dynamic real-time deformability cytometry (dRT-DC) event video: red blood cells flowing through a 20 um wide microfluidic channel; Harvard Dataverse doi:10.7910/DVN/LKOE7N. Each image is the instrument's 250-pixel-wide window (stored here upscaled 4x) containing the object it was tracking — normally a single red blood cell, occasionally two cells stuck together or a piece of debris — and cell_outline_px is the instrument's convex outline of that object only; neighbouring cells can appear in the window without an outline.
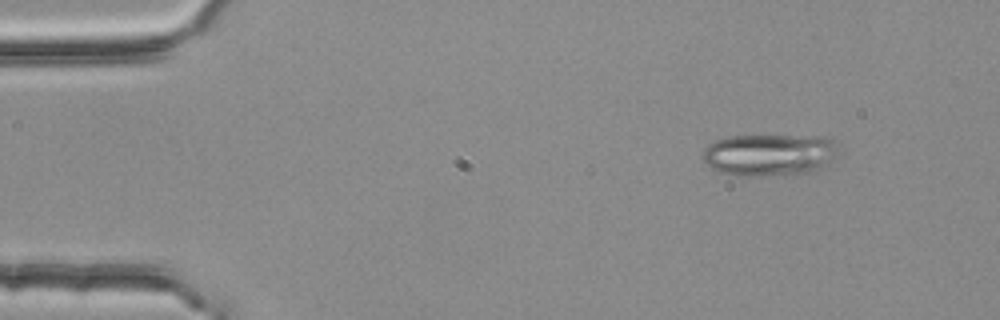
{"species": "common noctule bat (a hibernating species)", "species_latin": "Nyctalus noctula", "temperature_condition": "room temperature", "stored_images_in_passage": 3, "camera_frame_rate_fps": 3000, "um_per_image_px": 0.085, "animal": {"sex": "female", "body_mass_g": 25.1}, "frame": {"image": 1, "passage_image": 1, "time_ms": 0.0, "image_size_px": [1000, 320], "cell_outline_px": [[840, 152], [832, 160], [816, 172], [784, 176], [736, 176], [720, 172], [704, 164], [704, 148], [708, 144], [716, 140], [728, 136], [824, 136], [836, 140], [840, 148]], "centroid_in_image_um": [65.47, 13.17], "position_along_channel_um": 19.5, "area_um2": 34.16}}